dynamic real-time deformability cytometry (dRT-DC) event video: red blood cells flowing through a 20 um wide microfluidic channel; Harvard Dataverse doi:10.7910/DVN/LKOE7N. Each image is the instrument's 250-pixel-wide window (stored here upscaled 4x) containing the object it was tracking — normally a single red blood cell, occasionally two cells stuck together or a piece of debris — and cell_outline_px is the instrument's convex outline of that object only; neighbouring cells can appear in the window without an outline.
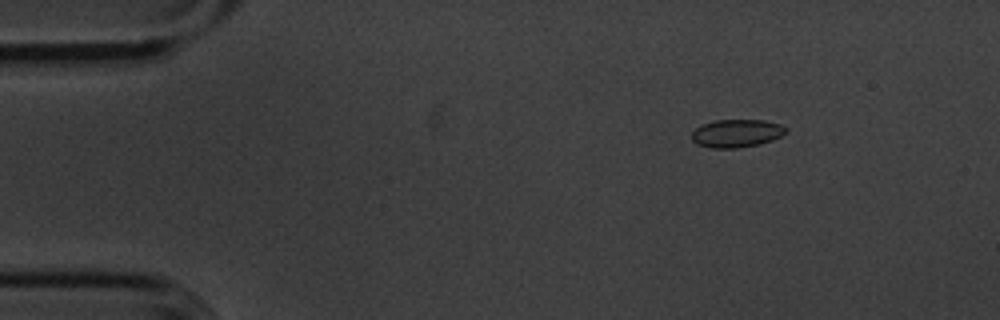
{"species": "common noctule bat (a hibernating species)", "species_latin": "Nyctalus noctula", "temperature_condition": "cold", "stored_images_in_passage": 48, "camera_frame_rate_fps": 3000, "um_per_image_px": 0.085, "animal": {"sex": "male", "body_mass_g": 20.1, "forearm_length_mm": 53.5}, "frame": {"image": 1, "passage_image": 1, "time_ms": 0.0, "image_size_px": [1000, 320], "cell_outline_px": [[788, 128], [780, 136], [772, 140], [760, 144], [736, 148], [712, 148], [696, 144], [692, 140], [692, 132], [696, 128], [704, 124], [716, 120], [764, 120], [780, 124]], "centroid_in_image_um": [62.6, 11.33], "position_along_channel_um": 22.4, "area_um2": 15.26}}
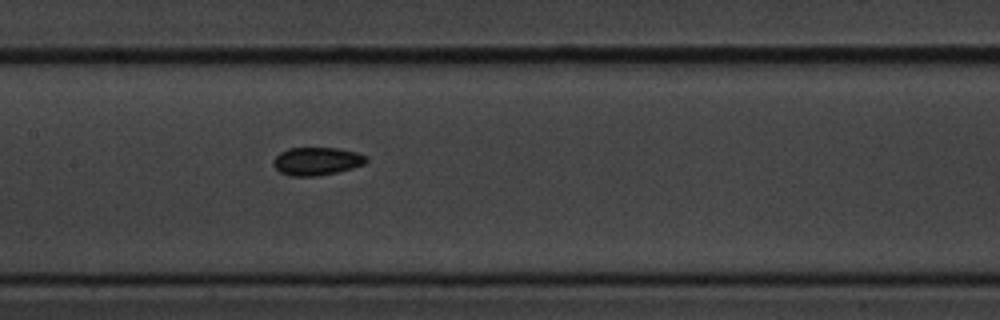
{"frame": {"image": 2, "passage_image": 20, "time_ms": 6.333, "image_size_px": [1000, 320], "cell_outline_px": [[368, 160], [364, 164], [352, 168], [336, 172], [316, 176], [288, 176], [280, 172], [272, 164], [272, 160], [280, 152], [288, 148], [340, 148], [356, 152], [368, 156]], "centroid_in_image_um": [26.91, 13.7], "position_along_channel_um": 180.5, "area_um2": 15.26}}
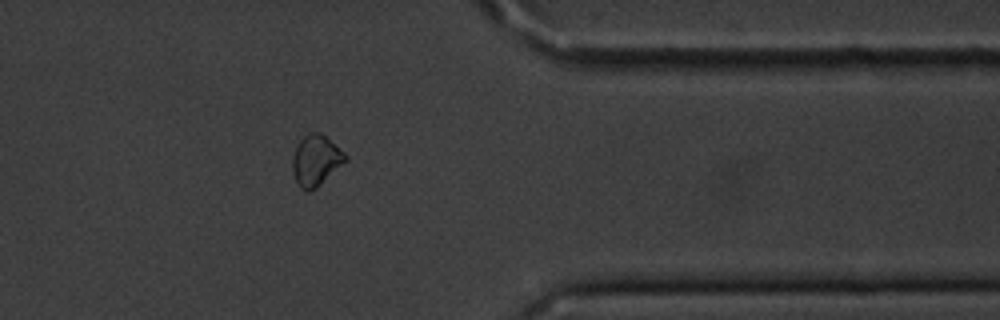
{"frame": {"image": 3, "passage_image": 38, "time_ms": 12.333, "image_size_px": [1000, 320], "cell_outline_px": [[348, 160], [316, 188], [308, 192], [300, 188], [292, 172], [292, 156], [300, 140], [308, 132], [320, 132], [344, 152], [348, 156]], "centroid_in_image_um": [26.85, 13.64], "position_along_channel_um": 384.6, "area_um2": 15.66}}